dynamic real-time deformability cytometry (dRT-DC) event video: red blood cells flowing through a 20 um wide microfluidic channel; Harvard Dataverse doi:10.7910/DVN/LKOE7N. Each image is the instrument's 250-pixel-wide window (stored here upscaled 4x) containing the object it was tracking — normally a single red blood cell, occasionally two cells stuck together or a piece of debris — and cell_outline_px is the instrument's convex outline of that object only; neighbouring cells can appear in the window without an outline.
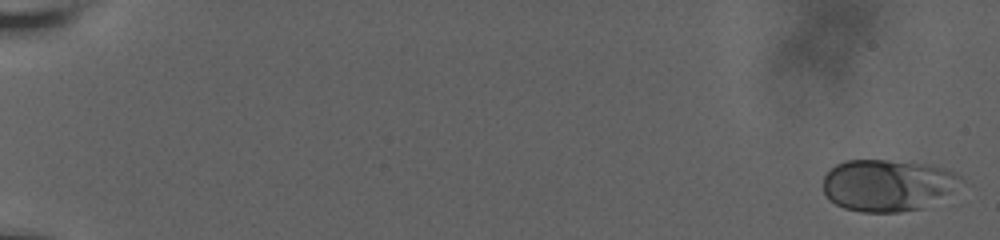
{"species": "human", "species_latin": "Homo sapiens", "temperature_condition": "room temperature", "stored_images_in_passage": 69, "camera_frame_rate_fps": 3000, "um_per_image_px": 0.085, "donor": {"sex": "male"}, "frame": {"image": 1, "passage_image": 1, "time_ms": 0.0, "image_size_px": [1000, 240], "cell_outline_px": [[968, 184], [920, 208], [896, 212], [860, 212], [844, 208], [828, 200], [824, 196], [824, 176], [836, 164], [844, 160], [888, 160], [932, 164], [956, 172]], "centroid_in_image_um": [75.49, 15.73], "position_along_channel_um": 9.5, "area_um2": 42.08}}
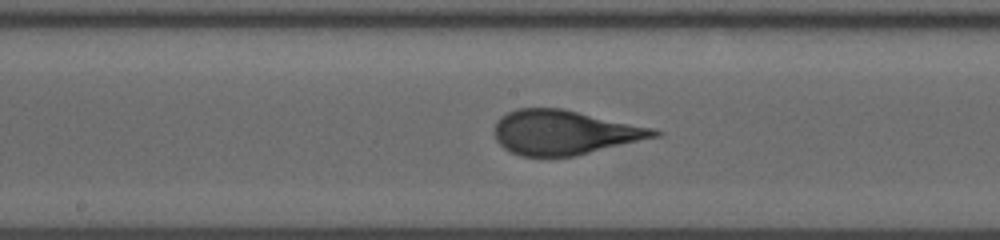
{"frame": {"image": 2, "passage_image": 38, "time_ms": 11.0, "image_size_px": [1000, 240], "cell_outline_px": [[664, 132], [660, 136], [576, 156], [520, 156], [504, 148], [496, 140], [496, 120], [500, 116], [516, 108], [560, 108], [652, 128]], "centroid_in_image_um": [47.97, 11.26], "position_along_channel_um": 200.2, "area_um2": 41.1}}
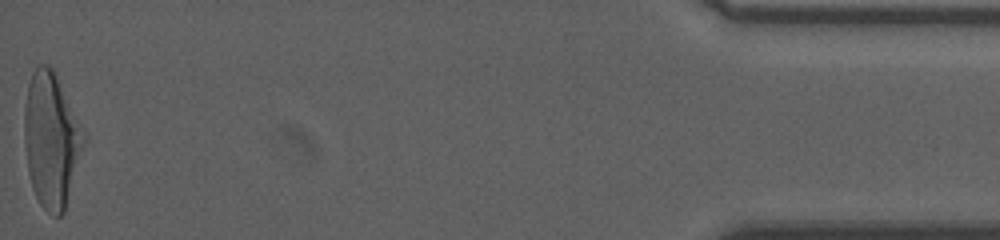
{"frame": {"image": 3, "passage_image": 69, "time_ms": 19.667, "image_size_px": [1000, 240], "cell_outline_px": [[88, 136], [64, 212], [60, 216], [52, 216], [40, 204], [32, 188], [28, 172], [24, 144], [24, 108], [28, 84], [32, 72], [40, 64], [48, 64], [52, 68]], "centroid_in_image_um": [4.38, 11.91], "position_along_channel_um": 430.8, "area_um2": 47.05}, "authors_computed_cell_mechanics": {"area_um2": 41.0958, "velocity_mm_per_s": 3.6356, "shape_relaxation_time_tau1_ms": 6.9207, "shape_relaxation_time_tau2_ms": null, "deformation_change_tau1": 0.233, "deformation_change_tau2": null}}